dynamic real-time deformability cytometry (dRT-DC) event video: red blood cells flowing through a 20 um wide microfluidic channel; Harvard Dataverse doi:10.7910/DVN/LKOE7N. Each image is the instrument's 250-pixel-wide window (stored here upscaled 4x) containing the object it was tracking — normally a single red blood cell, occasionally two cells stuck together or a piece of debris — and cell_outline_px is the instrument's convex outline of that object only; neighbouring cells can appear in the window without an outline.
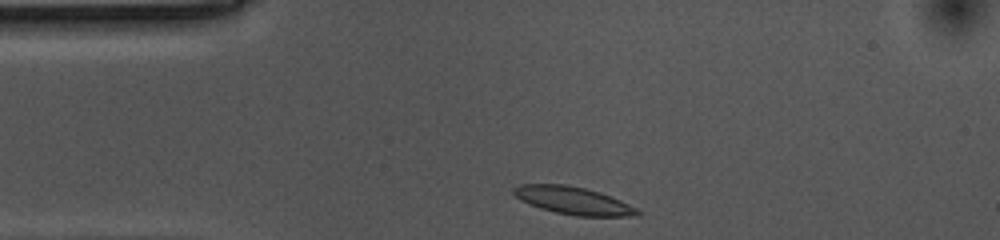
{"species": "common noctule bat (a hibernating species)", "species_latin": "Nyctalus noctula", "temperature_condition": "cold", "stored_images_in_passage": 33, "camera_frame_rate_fps": 3000, "um_per_image_px": 0.085, "animal": {"sex": "female", "body_mass_g": 10.0, "forearm_length_mm": 53.1}, "frame": {"image": 1, "passage_image": 1, "time_ms": 0.0, "image_size_px": [1000, 240], "cell_outline_px": [[640, 216], [576, 216], [556, 212], [540, 208], [528, 204], [520, 200], [512, 192], [512, 188], [520, 184], [568, 184], [600, 192], [620, 200], [636, 208], [640, 212]], "centroid_in_image_um": [48.7, 17.04], "position_along_channel_um": 36.3, "area_um2": 19.94}}
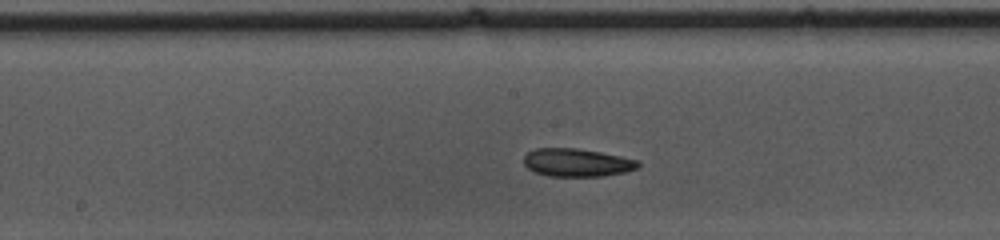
{"frame": {"image": 2, "passage_image": 17, "time_ms": 5.333, "image_size_px": [1000, 240], "cell_outline_px": [[640, 168], [624, 172], [604, 176], [548, 176], [536, 172], [528, 168], [524, 164], [524, 156], [528, 152], [536, 148], [576, 148], [600, 152], [640, 160]], "centroid_in_image_um": [49.07, 13.82], "position_along_channel_um": 199.1, "area_um2": 18.73}}
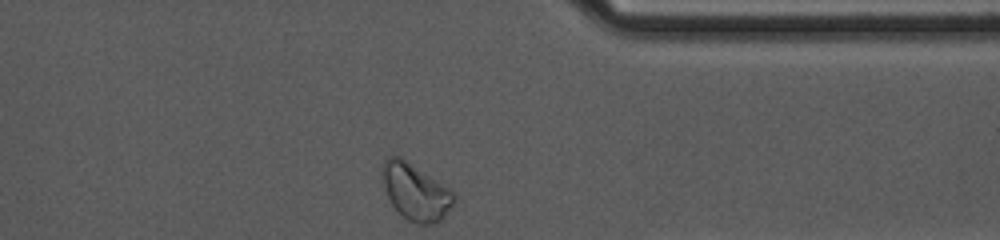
{"frame": {"image": 3, "passage_image": 33, "time_ms": 10.667, "image_size_px": [1000, 240], "cell_outline_px": [[456, 200], [444, 216], [436, 224], [420, 224], [408, 220], [392, 204], [388, 196], [384, 184], [384, 160], [388, 156], [400, 156], [448, 188], [456, 196]], "centroid_in_image_um": [35.35, 16.33], "position_along_channel_um": 376.0, "area_um2": 22.83}, "authors_computed_cell_mechanics": {"area_um2": 18.9006, "velocity_mm_per_s": 3.496, "shape_relaxation_time_tau1_ms": 10.71, "shape_relaxation_time_tau2_ms": null, "deformation_change_tau1": 0.1857, "deformation_change_tau2": null}}